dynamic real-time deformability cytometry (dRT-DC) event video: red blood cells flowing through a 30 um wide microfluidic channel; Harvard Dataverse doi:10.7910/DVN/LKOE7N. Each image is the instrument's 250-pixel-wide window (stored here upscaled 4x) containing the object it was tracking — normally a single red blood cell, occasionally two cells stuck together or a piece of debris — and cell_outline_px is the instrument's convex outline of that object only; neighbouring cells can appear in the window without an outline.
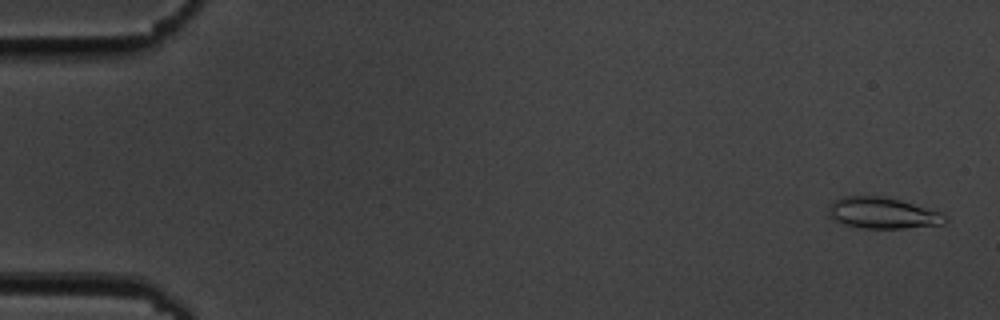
{"species": "common noctule bat (a hibernating species)", "species_latin": "Nyctalus noctula", "temperature_condition": "cold", "stored_images_in_passage": 55, "camera_frame_rate_fps": 3000, "um_per_image_px": 0.085, "animal": {"sex": "male", "body_mass_g": 19.5, "forearm_length_mm": 54.6}, "frame": {"image": 1, "passage_image": 2, "time_ms": 0.333, "image_size_px": [1000, 320], "cell_outline_px": [[948, 220], [944, 224], [904, 228], [860, 228], [844, 224], [828, 216], [828, 208], [836, 200], [844, 196], [888, 196], [940, 212]], "centroid_in_image_um": [75.02, 18.1], "position_along_channel_um": 10.0, "area_um2": 21.1}}
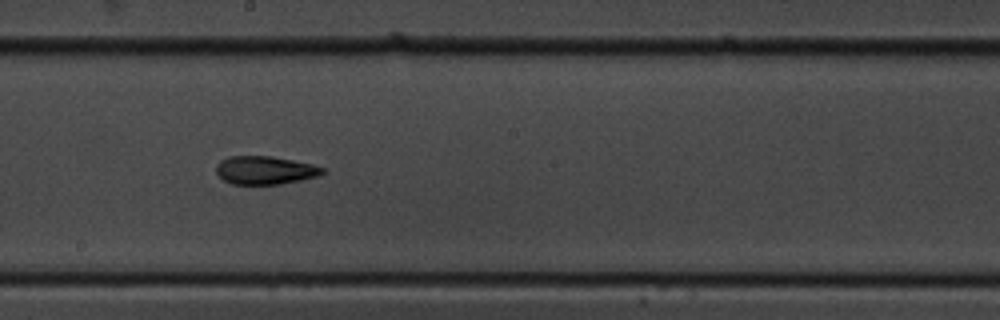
{"frame": {"image": 2, "passage_image": 31, "time_ms": 10.0, "image_size_px": [1000, 320], "cell_outline_px": [[324, 172], [320, 176], [280, 184], [232, 184], [224, 180], [216, 172], [216, 164], [220, 160], [228, 156], [272, 156], [312, 164], [324, 168]], "centroid_in_image_um": [22.52, 14.46], "position_along_channel_um": 225.7, "area_um2": 17.51}}
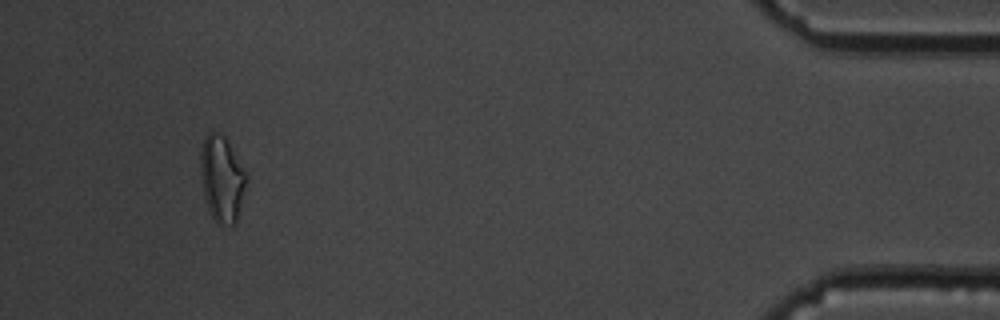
{"frame": {"image": 3, "passage_image": 52, "time_ms": 17.0, "image_size_px": [1000, 320], "cell_outline_px": [[248, 180], [236, 224], [216, 224], [208, 208], [204, 196], [200, 176], [200, 152], [204, 140], [208, 132], [216, 132], [224, 136], [244, 168], [248, 176]], "centroid_in_image_um": [18.87, 15.22], "position_along_channel_um": 416.3, "area_um2": 23.12}, "authors_computed_cell_mechanics": {"area_um2": 18.4382, "velocity_mm_per_s": 3.6419, "shape_relaxation_time_tau1_ms": 7.3593, "shape_relaxation_time_tau2_ms": 2.7274, "deformation_change_tau1": 0.1916, "deformation_change_tau2": 0.1005}}